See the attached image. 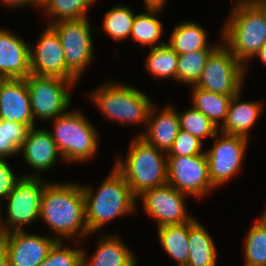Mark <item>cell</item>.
<instances>
[{
  "label": "cell",
  "instance_id": "obj_1",
  "mask_svg": "<svg viewBox=\"0 0 266 266\" xmlns=\"http://www.w3.org/2000/svg\"><path fill=\"white\" fill-rule=\"evenodd\" d=\"M39 221L54 232L57 241L82 242L90 236L86 223L82 185L74 182H48L41 196Z\"/></svg>",
  "mask_w": 266,
  "mask_h": 266
},
{
  "label": "cell",
  "instance_id": "obj_2",
  "mask_svg": "<svg viewBox=\"0 0 266 266\" xmlns=\"http://www.w3.org/2000/svg\"><path fill=\"white\" fill-rule=\"evenodd\" d=\"M234 4L219 38L245 67L246 77L249 62L266 43V8L259 3Z\"/></svg>",
  "mask_w": 266,
  "mask_h": 266
},
{
  "label": "cell",
  "instance_id": "obj_3",
  "mask_svg": "<svg viewBox=\"0 0 266 266\" xmlns=\"http://www.w3.org/2000/svg\"><path fill=\"white\" fill-rule=\"evenodd\" d=\"M107 178L95 191L83 186L86 223L90 234H97L107 223L118 217L132 214L138 207L137 197L132 193L123 175L113 166Z\"/></svg>",
  "mask_w": 266,
  "mask_h": 266
},
{
  "label": "cell",
  "instance_id": "obj_4",
  "mask_svg": "<svg viewBox=\"0 0 266 266\" xmlns=\"http://www.w3.org/2000/svg\"><path fill=\"white\" fill-rule=\"evenodd\" d=\"M127 158H116L113 165L137 197L143 191L167 184V154L135 136L129 143Z\"/></svg>",
  "mask_w": 266,
  "mask_h": 266
},
{
  "label": "cell",
  "instance_id": "obj_5",
  "mask_svg": "<svg viewBox=\"0 0 266 266\" xmlns=\"http://www.w3.org/2000/svg\"><path fill=\"white\" fill-rule=\"evenodd\" d=\"M92 92L89 98L106 119L123 125L144 124L146 127L148 113L154 103L145 92L131 84L110 80Z\"/></svg>",
  "mask_w": 266,
  "mask_h": 266
},
{
  "label": "cell",
  "instance_id": "obj_6",
  "mask_svg": "<svg viewBox=\"0 0 266 266\" xmlns=\"http://www.w3.org/2000/svg\"><path fill=\"white\" fill-rule=\"evenodd\" d=\"M81 111L74 109L53 119L49 132L56 143L63 162L81 163L94 158L99 149V133Z\"/></svg>",
  "mask_w": 266,
  "mask_h": 266
},
{
  "label": "cell",
  "instance_id": "obj_7",
  "mask_svg": "<svg viewBox=\"0 0 266 266\" xmlns=\"http://www.w3.org/2000/svg\"><path fill=\"white\" fill-rule=\"evenodd\" d=\"M25 81L34 121H36L35 118L52 121L66 113L72 100L70 93L79 82L31 73L25 78Z\"/></svg>",
  "mask_w": 266,
  "mask_h": 266
},
{
  "label": "cell",
  "instance_id": "obj_8",
  "mask_svg": "<svg viewBox=\"0 0 266 266\" xmlns=\"http://www.w3.org/2000/svg\"><path fill=\"white\" fill-rule=\"evenodd\" d=\"M50 26L61 41L67 70L79 81L95 53L89 17L61 20Z\"/></svg>",
  "mask_w": 266,
  "mask_h": 266
},
{
  "label": "cell",
  "instance_id": "obj_9",
  "mask_svg": "<svg viewBox=\"0 0 266 266\" xmlns=\"http://www.w3.org/2000/svg\"><path fill=\"white\" fill-rule=\"evenodd\" d=\"M48 182L42 177L22 176L7 196L6 219L1 214V227L5 233L24 230L25 225L39 220L41 196ZM24 225V226H23Z\"/></svg>",
  "mask_w": 266,
  "mask_h": 266
},
{
  "label": "cell",
  "instance_id": "obj_10",
  "mask_svg": "<svg viewBox=\"0 0 266 266\" xmlns=\"http://www.w3.org/2000/svg\"><path fill=\"white\" fill-rule=\"evenodd\" d=\"M245 82V67L222 42L209 56L195 87L222 95H235Z\"/></svg>",
  "mask_w": 266,
  "mask_h": 266
},
{
  "label": "cell",
  "instance_id": "obj_11",
  "mask_svg": "<svg viewBox=\"0 0 266 266\" xmlns=\"http://www.w3.org/2000/svg\"><path fill=\"white\" fill-rule=\"evenodd\" d=\"M220 136V137H219ZM209 150H205L208 160L209 178L212 185L219 186L234 179L240 172L245 152L249 145L248 138L218 132Z\"/></svg>",
  "mask_w": 266,
  "mask_h": 266
},
{
  "label": "cell",
  "instance_id": "obj_12",
  "mask_svg": "<svg viewBox=\"0 0 266 266\" xmlns=\"http://www.w3.org/2000/svg\"><path fill=\"white\" fill-rule=\"evenodd\" d=\"M167 184L178 191L201 199L216 189L209 178L206 154L167 156Z\"/></svg>",
  "mask_w": 266,
  "mask_h": 266
},
{
  "label": "cell",
  "instance_id": "obj_13",
  "mask_svg": "<svg viewBox=\"0 0 266 266\" xmlns=\"http://www.w3.org/2000/svg\"><path fill=\"white\" fill-rule=\"evenodd\" d=\"M185 196L187 199V194L166 184L143 191L137 199H142L144 212L155 219L158 228L163 225L183 224L193 218L187 212Z\"/></svg>",
  "mask_w": 266,
  "mask_h": 266
},
{
  "label": "cell",
  "instance_id": "obj_14",
  "mask_svg": "<svg viewBox=\"0 0 266 266\" xmlns=\"http://www.w3.org/2000/svg\"><path fill=\"white\" fill-rule=\"evenodd\" d=\"M44 29L35 45L29 46L31 74L78 81L67 70L64 51L56 31L50 25H46Z\"/></svg>",
  "mask_w": 266,
  "mask_h": 266
},
{
  "label": "cell",
  "instance_id": "obj_15",
  "mask_svg": "<svg viewBox=\"0 0 266 266\" xmlns=\"http://www.w3.org/2000/svg\"><path fill=\"white\" fill-rule=\"evenodd\" d=\"M1 241L5 245L9 266H39L57 242L52 235H37L27 230L5 233Z\"/></svg>",
  "mask_w": 266,
  "mask_h": 266
},
{
  "label": "cell",
  "instance_id": "obj_16",
  "mask_svg": "<svg viewBox=\"0 0 266 266\" xmlns=\"http://www.w3.org/2000/svg\"><path fill=\"white\" fill-rule=\"evenodd\" d=\"M19 153H21L26 164L34 171L23 174L24 177H42L39 174L40 171L46 172V170H49L56 164L59 157L63 160L51 133L45 127L37 128L35 126L30 128Z\"/></svg>",
  "mask_w": 266,
  "mask_h": 266
},
{
  "label": "cell",
  "instance_id": "obj_17",
  "mask_svg": "<svg viewBox=\"0 0 266 266\" xmlns=\"http://www.w3.org/2000/svg\"><path fill=\"white\" fill-rule=\"evenodd\" d=\"M0 120L22 123L29 129L37 126L25 79L0 78Z\"/></svg>",
  "mask_w": 266,
  "mask_h": 266
},
{
  "label": "cell",
  "instance_id": "obj_18",
  "mask_svg": "<svg viewBox=\"0 0 266 266\" xmlns=\"http://www.w3.org/2000/svg\"><path fill=\"white\" fill-rule=\"evenodd\" d=\"M29 43L0 28L1 79H25L31 73Z\"/></svg>",
  "mask_w": 266,
  "mask_h": 266
},
{
  "label": "cell",
  "instance_id": "obj_19",
  "mask_svg": "<svg viewBox=\"0 0 266 266\" xmlns=\"http://www.w3.org/2000/svg\"><path fill=\"white\" fill-rule=\"evenodd\" d=\"M153 104L149 110L146 127L138 134L157 149L168 152L180 130L178 111L167 104L161 111Z\"/></svg>",
  "mask_w": 266,
  "mask_h": 266
},
{
  "label": "cell",
  "instance_id": "obj_20",
  "mask_svg": "<svg viewBox=\"0 0 266 266\" xmlns=\"http://www.w3.org/2000/svg\"><path fill=\"white\" fill-rule=\"evenodd\" d=\"M96 251L87 256L82 249L83 266H136L137 257L134 252L122 242L116 233H100Z\"/></svg>",
  "mask_w": 266,
  "mask_h": 266
},
{
  "label": "cell",
  "instance_id": "obj_21",
  "mask_svg": "<svg viewBox=\"0 0 266 266\" xmlns=\"http://www.w3.org/2000/svg\"><path fill=\"white\" fill-rule=\"evenodd\" d=\"M242 90L235 94L229 104L226 121L219 131L225 134L250 137V130L255 126L263 109L262 102L241 101Z\"/></svg>",
  "mask_w": 266,
  "mask_h": 266
},
{
  "label": "cell",
  "instance_id": "obj_22",
  "mask_svg": "<svg viewBox=\"0 0 266 266\" xmlns=\"http://www.w3.org/2000/svg\"><path fill=\"white\" fill-rule=\"evenodd\" d=\"M207 37L208 33L203 26L188 20L175 25L167 44L178 55H182L198 50H215L223 42L219 40V43L211 45Z\"/></svg>",
  "mask_w": 266,
  "mask_h": 266
},
{
  "label": "cell",
  "instance_id": "obj_23",
  "mask_svg": "<svg viewBox=\"0 0 266 266\" xmlns=\"http://www.w3.org/2000/svg\"><path fill=\"white\" fill-rule=\"evenodd\" d=\"M189 256L186 266H216L217 249L210 233L200 221H189Z\"/></svg>",
  "mask_w": 266,
  "mask_h": 266
},
{
  "label": "cell",
  "instance_id": "obj_24",
  "mask_svg": "<svg viewBox=\"0 0 266 266\" xmlns=\"http://www.w3.org/2000/svg\"><path fill=\"white\" fill-rule=\"evenodd\" d=\"M156 229L160 245L165 253L177 262V266H186L189 256V222L163 225Z\"/></svg>",
  "mask_w": 266,
  "mask_h": 266
},
{
  "label": "cell",
  "instance_id": "obj_25",
  "mask_svg": "<svg viewBox=\"0 0 266 266\" xmlns=\"http://www.w3.org/2000/svg\"><path fill=\"white\" fill-rule=\"evenodd\" d=\"M145 13L136 14L131 29L130 38L145 48L148 46L154 48L165 44V41L158 43L163 37V23L156 15L162 12L161 8H145Z\"/></svg>",
  "mask_w": 266,
  "mask_h": 266
},
{
  "label": "cell",
  "instance_id": "obj_26",
  "mask_svg": "<svg viewBox=\"0 0 266 266\" xmlns=\"http://www.w3.org/2000/svg\"><path fill=\"white\" fill-rule=\"evenodd\" d=\"M191 87L192 106L209 118L216 127L221 128L226 121L228 107L234 95H222Z\"/></svg>",
  "mask_w": 266,
  "mask_h": 266
},
{
  "label": "cell",
  "instance_id": "obj_27",
  "mask_svg": "<svg viewBox=\"0 0 266 266\" xmlns=\"http://www.w3.org/2000/svg\"><path fill=\"white\" fill-rule=\"evenodd\" d=\"M98 0H41L40 9L48 16L51 25L61 20L88 17L90 7Z\"/></svg>",
  "mask_w": 266,
  "mask_h": 266
},
{
  "label": "cell",
  "instance_id": "obj_28",
  "mask_svg": "<svg viewBox=\"0 0 266 266\" xmlns=\"http://www.w3.org/2000/svg\"><path fill=\"white\" fill-rule=\"evenodd\" d=\"M251 225L244 243V266H266V209Z\"/></svg>",
  "mask_w": 266,
  "mask_h": 266
},
{
  "label": "cell",
  "instance_id": "obj_29",
  "mask_svg": "<svg viewBox=\"0 0 266 266\" xmlns=\"http://www.w3.org/2000/svg\"><path fill=\"white\" fill-rule=\"evenodd\" d=\"M145 68L151 76L159 79L168 77L177 81L178 54L167 44L149 48Z\"/></svg>",
  "mask_w": 266,
  "mask_h": 266
},
{
  "label": "cell",
  "instance_id": "obj_30",
  "mask_svg": "<svg viewBox=\"0 0 266 266\" xmlns=\"http://www.w3.org/2000/svg\"><path fill=\"white\" fill-rule=\"evenodd\" d=\"M102 27L105 34L120 42L130 37L133 22L136 17L131 7L127 5H116L104 14Z\"/></svg>",
  "mask_w": 266,
  "mask_h": 266
},
{
  "label": "cell",
  "instance_id": "obj_31",
  "mask_svg": "<svg viewBox=\"0 0 266 266\" xmlns=\"http://www.w3.org/2000/svg\"><path fill=\"white\" fill-rule=\"evenodd\" d=\"M214 50H198L178 55L177 82L195 86L210 54Z\"/></svg>",
  "mask_w": 266,
  "mask_h": 266
},
{
  "label": "cell",
  "instance_id": "obj_32",
  "mask_svg": "<svg viewBox=\"0 0 266 266\" xmlns=\"http://www.w3.org/2000/svg\"><path fill=\"white\" fill-rule=\"evenodd\" d=\"M28 130L22 123L0 120V160L20 154Z\"/></svg>",
  "mask_w": 266,
  "mask_h": 266
},
{
  "label": "cell",
  "instance_id": "obj_33",
  "mask_svg": "<svg viewBox=\"0 0 266 266\" xmlns=\"http://www.w3.org/2000/svg\"><path fill=\"white\" fill-rule=\"evenodd\" d=\"M180 129L194 135L203 141L204 138H214L219 128L199 110L191 106L183 112L178 111Z\"/></svg>",
  "mask_w": 266,
  "mask_h": 266
},
{
  "label": "cell",
  "instance_id": "obj_34",
  "mask_svg": "<svg viewBox=\"0 0 266 266\" xmlns=\"http://www.w3.org/2000/svg\"><path fill=\"white\" fill-rule=\"evenodd\" d=\"M57 241L39 266H83L82 248H69Z\"/></svg>",
  "mask_w": 266,
  "mask_h": 266
},
{
  "label": "cell",
  "instance_id": "obj_35",
  "mask_svg": "<svg viewBox=\"0 0 266 266\" xmlns=\"http://www.w3.org/2000/svg\"><path fill=\"white\" fill-rule=\"evenodd\" d=\"M202 145L203 141L199 138L180 129L174 143L166 154L167 156H191L203 154L205 151L202 150Z\"/></svg>",
  "mask_w": 266,
  "mask_h": 266
},
{
  "label": "cell",
  "instance_id": "obj_36",
  "mask_svg": "<svg viewBox=\"0 0 266 266\" xmlns=\"http://www.w3.org/2000/svg\"><path fill=\"white\" fill-rule=\"evenodd\" d=\"M21 177L22 176H17V174H15L7 160H0V206Z\"/></svg>",
  "mask_w": 266,
  "mask_h": 266
},
{
  "label": "cell",
  "instance_id": "obj_37",
  "mask_svg": "<svg viewBox=\"0 0 266 266\" xmlns=\"http://www.w3.org/2000/svg\"><path fill=\"white\" fill-rule=\"evenodd\" d=\"M3 5L5 4L6 7L10 8H20L22 6L30 5L36 6L40 9L41 0H0Z\"/></svg>",
  "mask_w": 266,
  "mask_h": 266
},
{
  "label": "cell",
  "instance_id": "obj_38",
  "mask_svg": "<svg viewBox=\"0 0 266 266\" xmlns=\"http://www.w3.org/2000/svg\"><path fill=\"white\" fill-rule=\"evenodd\" d=\"M167 4V0H144L145 8H161L163 9Z\"/></svg>",
  "mask_w": 266,
  "mask_h": 266
},
{
  "label": "cell",
  "instance_id": "obj_39",
  "mask_svg": "<svg viewBox=\"0 0 266 266\" xmlns=\"http://www.w3.org/2000/svg\"><path fill=\"white\" fill-rule=\"evenodd\" d=\"M0 266H9L7 251L2 241H0Z\"/></svg>",
  "mask_w": 266,
  "mask_h": 266
},
{
  "label": "cell",
  "instance_id": "obj_40",
  "mask_svg": "<svg viewBox=\"0 0 266 266\" xmlns=\"http://www.w3.org/2000/svg\"><path fill=\"white\" fill-rule=\"evenodd\" d=\"M258 57L260 61L266 66V43L259 49L254 58Z\"/></svg>",
  "mask_w": 266,
  "mask_h": 266
},
{
  "label": "cell",
  "instance_id": "obj_41",
  "mask_svg": "<svg viewBox=\"0 0 266 266\" xmlns=\"http://www.w3.org/2000/svg\"><path fill=\"white\" fill-rule=\"evenodd\" d=\"M265 0H235V2H242V3H259L262 4Z\"/></svg>",
  "mask_w": 266,
  "mask_h": 266
},
{
  "label": "cell",
  "instance_id": "obj_42",
  "mask_svg": "<svg viewBox=\"0 0 266 266\" xmlns=\"http://www.w3.org/2000/svg\"><path fill=\"white\" fill-rule=\"evenodd\" d=\"M1 206H0V241H1V239H2V237L4 236V232H3V230H2V227H1Z\"/></svg>",
  "mask_w": 266,
  "mask_h": 266
},
{
  "label": "cell",
  "instance_id": "obj_43",
  "mask_svg": "<svg viewBox=\"0 0 266 266\" xmlns=\"http://www.w3.org/2000/svg\"><path fill=\"white\" fill-rule=\"evenodd\" d=\"M264 5V7L266 8V0L262 3Z\"/></svg>",
  "mask_w": 266,
  "mask_h": 266
}]
</instances>
